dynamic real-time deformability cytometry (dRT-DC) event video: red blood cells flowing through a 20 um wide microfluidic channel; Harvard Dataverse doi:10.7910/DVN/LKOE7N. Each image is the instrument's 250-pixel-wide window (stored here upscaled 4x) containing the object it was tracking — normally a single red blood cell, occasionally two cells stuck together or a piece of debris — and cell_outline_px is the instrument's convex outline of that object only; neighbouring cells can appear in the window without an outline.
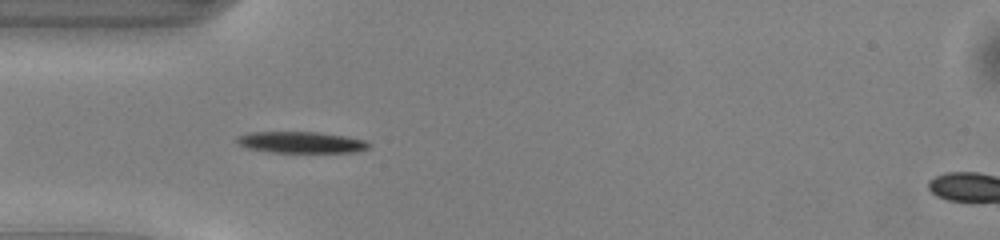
{"species": "common noctule bat (a hibernating species)", "species_latin": "Nyctalus noctula", "temperature_condition": "warm", "stored_images_in_passage": 39, "camera_frame_rate_fps": 3000, "um_per_image_px": 0.085, "animal": {"sex": "male", "body_mass_g": 13.0, "forearm_length_mm": 53.1}, "frame": {"image": 1, "passage_image": 4, "time_ms": 1.0, "image_size_px": [1000, 240], "cell_outline_px": [[372, 144], [368, 148], [356, 152], [272, 152], [248, 148], [240, 144], [236, 140], [236, 136], [252, 132], [320, 132], [368, 140]], "centroid_in_image_um": [25.65, 12.09], "position_along_channel_um": 59.3, "area_um2": 16.42}}
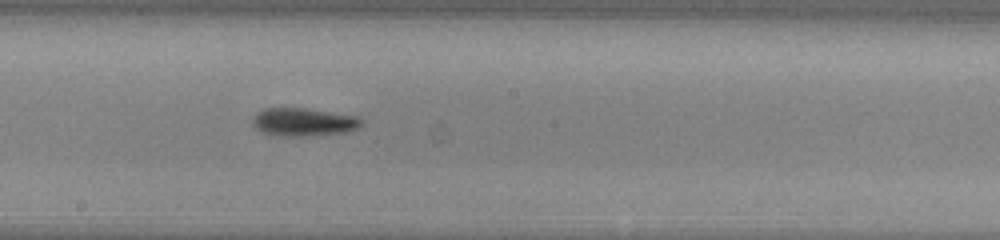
{"frame": {"image": 2, "passage_image": 16, "time_ms": 5.0, "image_size_px": [1000, 240], "cell_outline_px": [[364, 124], [360, 128], [348, 132], [316, 136], [272, 136], [260, 132], [252, 124], [252, 116], [256, 112], [264, 108], [308, 108], [360, 116], [364, 120]], "centroid_in_image_um": [25.84, 10.38], "position_along_channel_um": 222.4, "area_um2": 18.67}}
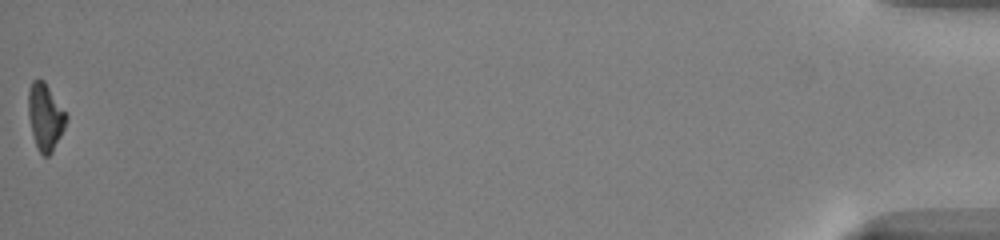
{"frame": {"image": 3, "passage_image": 39, "time_ms": 12.667, "image_size_px": [1000, 240], "cell_outline_px": [[68, 116], [64, 128], [52, 152], [48, 156], [44, 156], [36, 148], [32, 136], [28, 116], [28, 88], [32, 80], [44, 80]], "centroid_in_image_um": [3.82, 9.93], "position_along_channel_um": 431.4, "area_um2": 14.8}, "authors_computed_cell_mechanics": {"area_um2": 16.184, "velocity_mm_per_s": 4.1327, "shape_relaxation_time_tau1_ms": 1.7929, "shape_relaxation_time_tau2_ms": 6.2316, "deformation_change_tau1": 0.1548, "deformation_change_tau2": 0.1733}}